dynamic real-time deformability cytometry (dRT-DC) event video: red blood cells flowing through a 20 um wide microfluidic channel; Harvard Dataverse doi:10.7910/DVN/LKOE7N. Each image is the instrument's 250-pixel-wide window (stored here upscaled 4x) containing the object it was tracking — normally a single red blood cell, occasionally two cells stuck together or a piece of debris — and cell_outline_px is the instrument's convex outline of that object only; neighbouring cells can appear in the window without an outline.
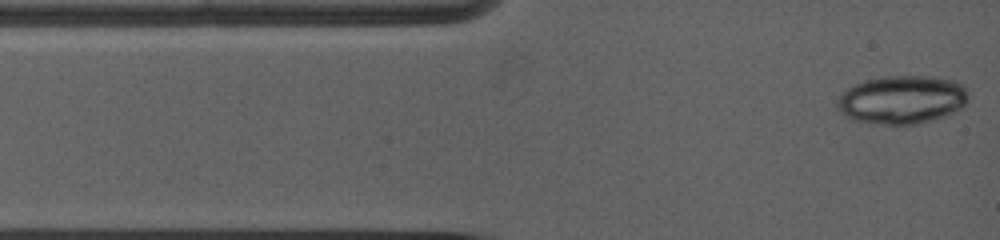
{"species": "common noctule bat (a hibernating species)", "species_latin": "Nyctalus noctula", "temperature_condition": "warm", "stored_images_in_passage": 7, "camera_frame_rate_fps": 5000, "um_per_image_px": 0.085, "animal": {"sex": "female", "body_mass_g": 19.0, "forearm_length_mm": 53.3}, "frame": {"image": 1, "passage_image": 1, "time_ms": 0.0, "image_size_px": [1000, 240], "cell_outline_px": [[968, 100], [964, 108], [916, 124], [888, 124], [856, 120], [840, 112], [836, 108], [836, 104], [840, 96], [848, 88], [864, 80], [884, 76], [932, 76], [956, 80], [964, 88], [968, 96]], "centroid_in_image_um": [76.69, 8.45], "position_along_channel_um": 8.3, "area_um2": 36.53}}